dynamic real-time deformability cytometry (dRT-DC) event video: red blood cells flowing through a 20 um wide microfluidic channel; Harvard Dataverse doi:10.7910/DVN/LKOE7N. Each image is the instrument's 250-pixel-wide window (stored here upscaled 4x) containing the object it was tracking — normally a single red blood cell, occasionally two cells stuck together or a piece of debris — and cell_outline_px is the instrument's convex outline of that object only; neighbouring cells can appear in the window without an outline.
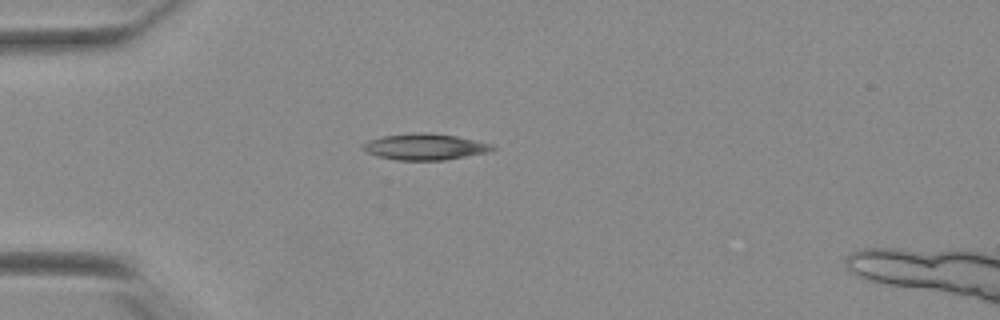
{"species": "Egyptian fruit bat (a non-hibernating species)", "species_latin": "Rousettus aegyptiacus", "temperature_condition": "warm", "stored_images_in_passage": 32, "camera_frame_rate_fps": 3000, "um_per_image_px": 0.085, "animal": {"sex": "female"}, "frame": {"image": 1, "passage_image": 1, "time_ms": 0.0, "image_size_px": [1000, 320], "cell_outline_px": [[496, 148], [488, 152], [444, 160], [396, 160], [380, 156], [368, 152], [360, 148], [360, 144], [368, 140], [384, 136], [420, 132], [424, 132], [456, 136], [492, 144]], "centroid_in_image_um": [36.1, 12.47], "position_along_channel_um": 48.9, "area_um2": 19.59}}
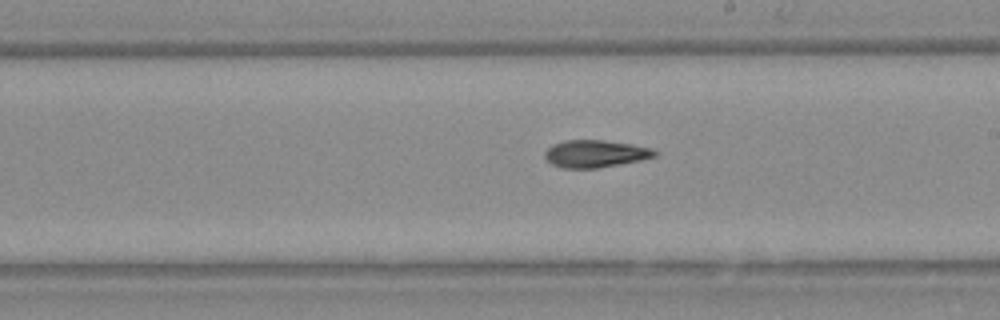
{"frame": {"image": 2, "passage_image": 17, "time_ms": 5.333, "image_size_px": [1000, 320], "cell_outline_px": [[656, 156], [640, 160], [596, 168], [560, 168], [552, 164], [544, 156], [544, 152], [552, 144], [568, 140], [600, 140], [628, 144], [652, 148], [656, 152]], "centroid_in_image_um": [50.55, 13.07], "position_along_channel_um": 238.4, "area_um2": 17.22}}
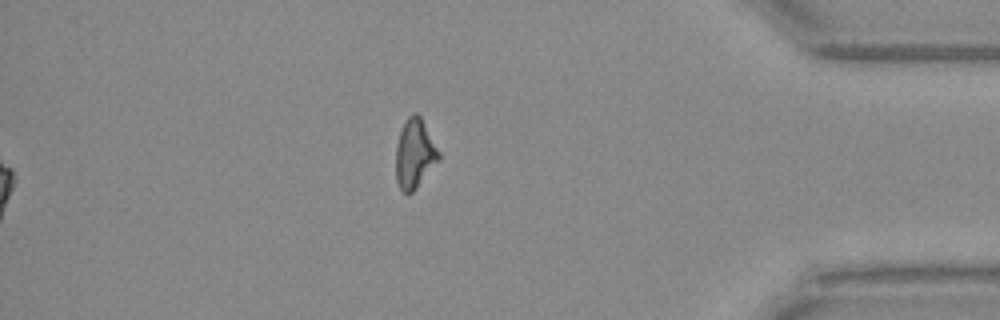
{"frame": {"image": 3, "passage_image": 32, "time_ms": 10.333, "image_size_px": [1000, 320], "cell_outline_px": [[440, 160], [416, 188], [412, 192], [404, 192], [400, 188], [396, 180], [396, 144], [400, 132], [408, 116], [412, 112], [416, 112], [420, 116], [440, 152]], "centroid_in_image_um": [35.25, 13.06], "position_along_channel_um": 399.9, "area_um2": 17.22}, "authors_computed_cell_mechanics": {"area_um2": 17.629, "velocity_mm_per_s": 3.9003, "shape_relaxation_time_tau1_ms": 10.6694, "shape_relaxation_time_tau2_ms": 7.4085, "deformation_change_tau1": 0.2347, "deformation_change_tau2": 0.1811}}